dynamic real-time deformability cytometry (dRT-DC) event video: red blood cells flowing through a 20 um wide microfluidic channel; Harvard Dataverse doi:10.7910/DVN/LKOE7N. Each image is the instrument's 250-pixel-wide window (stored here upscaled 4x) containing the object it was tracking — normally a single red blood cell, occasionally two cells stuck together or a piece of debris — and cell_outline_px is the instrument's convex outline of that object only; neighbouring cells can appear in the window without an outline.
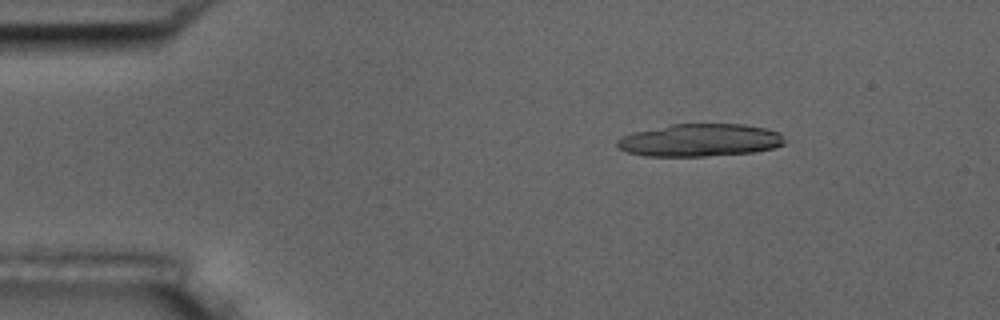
{"species": "common noctule bat (a hibernating species)", "species_latin": "Nyctalus noctula", "temperature_condition": "room temperature", "stored_images_in_passage": 34, "camera_frame_rate_fps": 3000, "um_per_image_px": 0.085, "animal": {"sex": "male", "body_mass_g": 17.5, "forearm_length_mm": 52.3}, "frame": {"image": 1, "passage_image": 1, "time_ms": 0.0, "image_size_px": [1000, 320], "cell_outline_px": [[788, 140], [784, 144], [776, 148], [756, 152], [704, 156], [644, 156], [628, 152], [620, 148], [616, 144], [616, 140], [620, 136], [632, 132], [672, 124], [744, 124], [764, 128], [780, 132]], "centroid_in_image_um": [59.53, 11.91], "position_along_channel_um": 25.5, "area_um2": 32.19}, "authors_computed_cell_mechanics": {"area_um2": 15.2014, "velocity_mm_per_s": 3.7511, "shape_relaxation_time_tau1_ms": 4.2644, "shape_relaxation_time_tau2_ms": 1.8614, "deformation_change_tau1": 0.1782, "deformation_change_tau2": 0.0966}}